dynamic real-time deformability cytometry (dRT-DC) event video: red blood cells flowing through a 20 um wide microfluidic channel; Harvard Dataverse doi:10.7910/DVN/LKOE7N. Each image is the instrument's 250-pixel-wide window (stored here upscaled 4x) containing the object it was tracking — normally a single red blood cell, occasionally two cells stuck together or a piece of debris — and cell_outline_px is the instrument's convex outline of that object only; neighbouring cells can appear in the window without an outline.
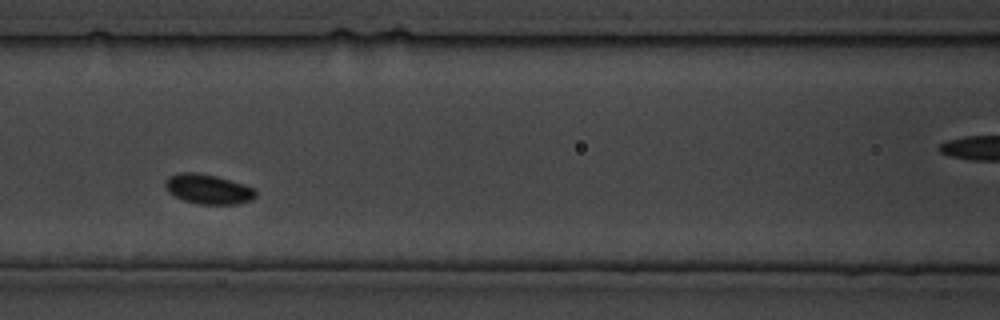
{"species": "common noctule bat (a hibernating species)", "species_latin": "Nyctalus noctula", "temperature_condition": "cold", "stored_images_in_passage": 25, "camera_frame_rate_fps": 3000, "um_per_image_px": 0.085, "animal": {"sex": "male", "body_mass_g": 19.5, "forearm_length_mm": 54.6}, "frame": {"image": 1, "passage_image": 5, "time_ms": 5.333, "image_size_px": [1000, 320], "cell_outline_px": [[256, 196], [252, 200], [236, 204], [200, 204], [184, 200], [168, 192], [164, 184], [164, 180], [168, 176], [180, 172], [196, 172], [216, 176], [244, 184], [256, 188]], "centroid_in_image_um": [17.69, 16.06], "position_along_channel_um": 148.9, "area_um2": 15.78}}
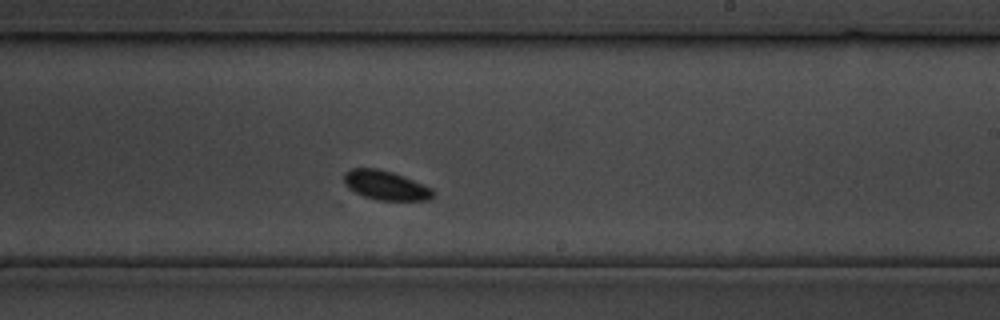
{"frame": {"image": 2, "passage_image": 11, "time_ms": 12.333, "image_size_px": [1000, 320], "cell_outline_px": [[432, 200], [376, 200], [364, 196], [348, 188], [344, 184], [344, 172], [352, 168], [376, 168], [392, 172], [404, 176], [432, 188]], "centroid_in_image_um": [32.76, 15.75], "position_along_channel_um": 256.2, "area_um2": 15.14}}
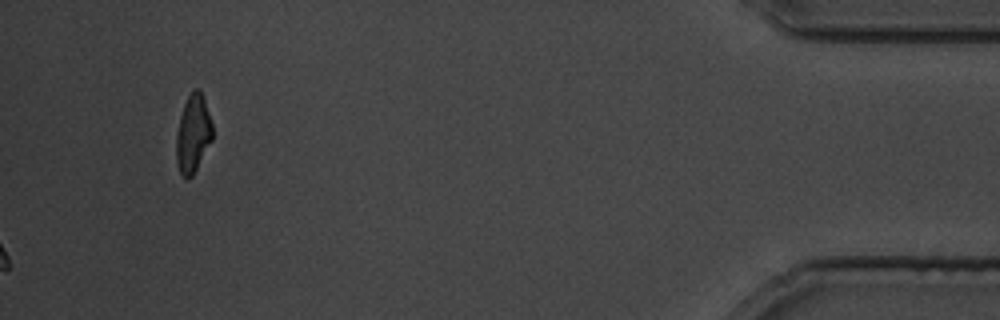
{"frame": {"image": 3, "passage_image": 25, "time_ms": 30.333, "image_size_px": [1000, 320], "cell_outline_px": [[212, 140], [192, 176], [184, 176], [180, 172], [176, 160], [176, 136], [180, 116], [184, 104], [188, 96], [196, 88], [200, 88], [212, 124]], "centroid_in_image_um": [16.4, 11.34], "position_along_channel_um": 418.8, "area_um2": 16.07}}